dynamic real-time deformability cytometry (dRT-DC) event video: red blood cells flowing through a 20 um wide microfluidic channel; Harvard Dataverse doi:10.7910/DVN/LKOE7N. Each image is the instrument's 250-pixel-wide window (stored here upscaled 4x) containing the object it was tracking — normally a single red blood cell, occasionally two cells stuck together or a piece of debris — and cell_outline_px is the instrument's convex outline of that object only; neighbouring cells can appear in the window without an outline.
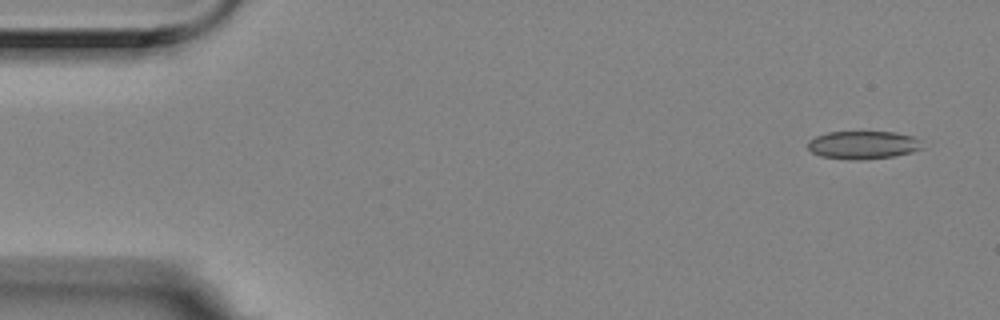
{"species": "Egyptian fruit bat (a non-hibernating species)", "species_latin": "Rousettus aegyptiacus", "temperature_condition": "room temperature", "stored_images_in_passage": 5, "camera_frame_rate_fps": 3000, "um_per_image_px": 0.085, "animal": {"sex": "female"}, "frame": {"image": 1, "passage_image": 1, "time_ms": 0.0, "image_size_px": [1000, 320], "cell_outline_px": [[924, 148], [912, 152], [892, 156], [864, 160], [852, 160], [820, 156], [812, 152], [808, 148], [808, 140], [816, 136], [828, 132], [896, 132], [912, 136], [920, 140]], "centroid_in_image_um": [73.37, 12.32], "position_along_channel_um": 11.6, "area_um2": 18.79}}
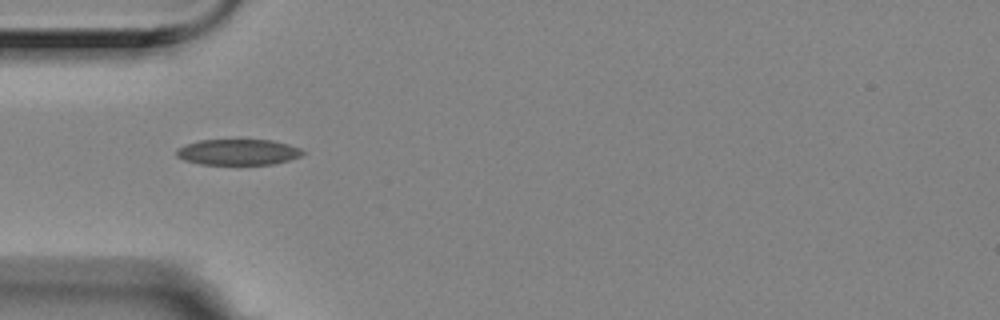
{"frame": {"image": 2, "passage_image": 4, "time_ms": 1.0, "image_size_px": [1000, 320], "cell_outline_px": [[304, 152], [300, 156], [288, 160], [272, 164], [200, 164], [184, 160], [176, 156], [176, 148], [184, 144], [200, 140], [272, 140], [288, 144], [300, 148]], "centroid_in_image_um": [20.19, 12.92], "position_along_channel_um": 64.8, "area_um2": 18.96}}
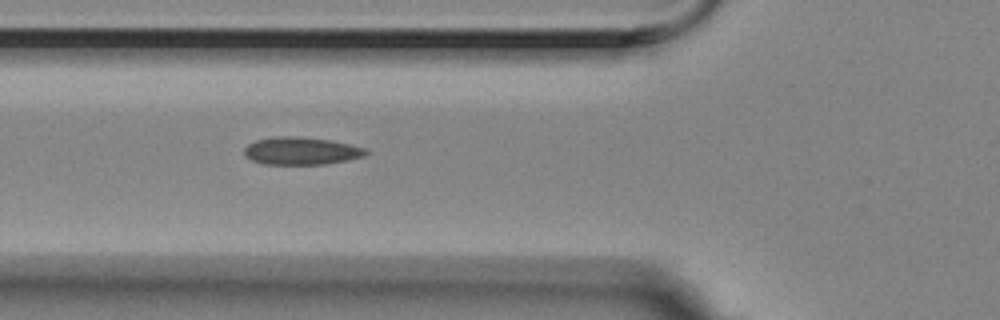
{"frame": {"image": 3, "passage_image": 5, "time_ms": 1.333, "image_size_px": [1000, 320], "cell_outline_px": [[368, 152], [364, 156], [348, 160], [324, 164], [264, 164], [252, 160], [244, 156], [244, 148], [248, 144], [256, 140], [276, 136], [296, 136], [332, 140], [364, 148]], "centroid_in_image_um": [25.57, 12.82], "position_along_channel_um": 100.2, "area_um2": 19.54}}